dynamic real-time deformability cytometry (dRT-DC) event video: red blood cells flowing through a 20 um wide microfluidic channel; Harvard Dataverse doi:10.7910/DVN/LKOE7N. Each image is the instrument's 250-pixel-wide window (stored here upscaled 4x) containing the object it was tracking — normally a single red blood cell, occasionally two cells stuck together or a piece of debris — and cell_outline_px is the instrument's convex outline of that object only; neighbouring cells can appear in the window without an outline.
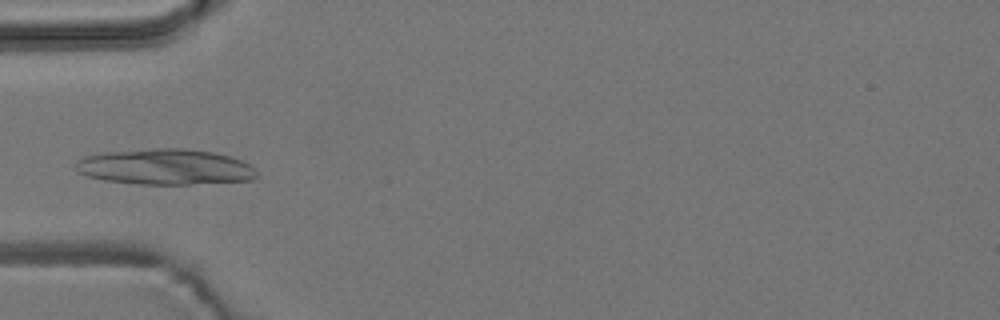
{"species": "common noctule bat (a hibernating species)", "species_latin": "Nyctalus noctula", "temperature_condition": "room temperature", "stored_images_in_passage": 5, "camera_frame_rate_fps": 3000, "um_per_image_px": 0.085, "animal": {"sex": "male", "body_mass_g": 19.2, "forearm_length_mm": 51.8}, "frame": {"image": 1, "passage_image": 5, "time_ms": 5.667, "image_size_px": [1000, 320], "cell_outline_px": [[256, 176], [252, 180], [192, 184], [136, 184], [104, 180], [88, 176], [80, 172], [76, 168], [76, 160], [84, 156], [104, 152], [156, 148], [184, 148], [212, 152], [228, 156], [240, 160], [248, 164], [256, 172]], "centroid_in_image_um": [14.01, 14.18], "position_along_channel_um": 71.0, "area_um2": 37.51}}